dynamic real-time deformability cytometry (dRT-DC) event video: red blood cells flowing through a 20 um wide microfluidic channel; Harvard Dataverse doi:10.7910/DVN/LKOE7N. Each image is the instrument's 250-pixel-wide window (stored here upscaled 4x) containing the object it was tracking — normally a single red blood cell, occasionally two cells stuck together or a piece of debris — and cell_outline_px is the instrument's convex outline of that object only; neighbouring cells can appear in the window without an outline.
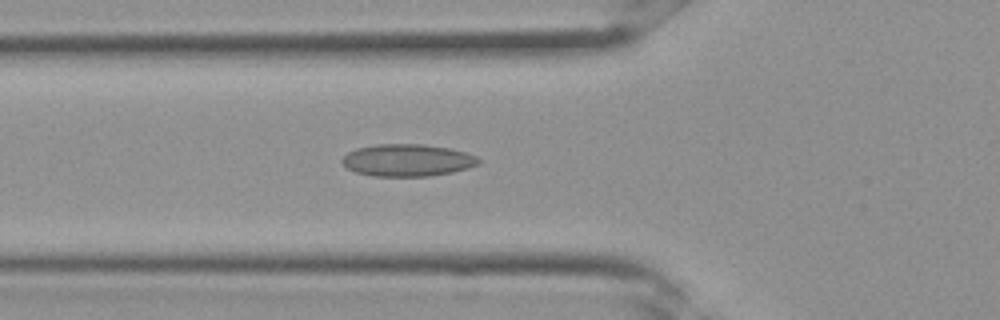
{"species": "Egyptian fruit bat (a non-hibernating species)", "species_latin": "Rousettus aegyptiacus", "temperature_condition": "room temperature", "stored_images_in_passage": 33, "camera_frame_rate_fps": 3000, "um_per_image_px": 0.085, "frame": {"image": 1, "passage_image": 12, "time_ms": 3.667, "image_size_px": [1000, 320], "cell_outline_px": [[480, 164], [468, 168], [452, 172], [428, 176], [372, 176], [356, 172], [348, 168], [340, 160], [348, 152], [356, 148], [376, 144], [424, 144], [452, 148], [476, 156], [480, 160]], "centroid_in_image_um": [34.64, 13.61], "position_along_channel_um": 91.2, "area_um2": 25.66}}
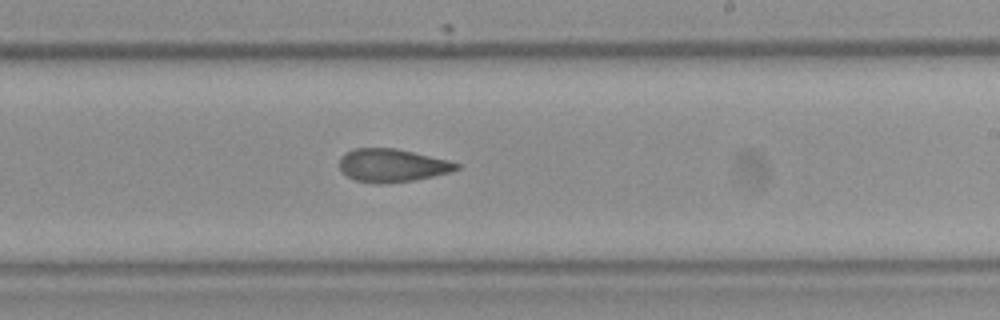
{"frame": {"image": 2, "passage_image": 20, "time_ms": 6.333, "image_size_px": [1000, 320], "cell_outline_px": [[460, 168], [448, 172], [432, 176], [412, 180], [384, 184], [380, 184], [356, 180], [340, 172], [340, 156], [344, 152], [352, 148], [396, 148], [448, 160], [460, 164]], "centroid_in_image_um": [33.28, 14.05], "position_along_channel_um": 255.7, "area_um2": 22.54}}
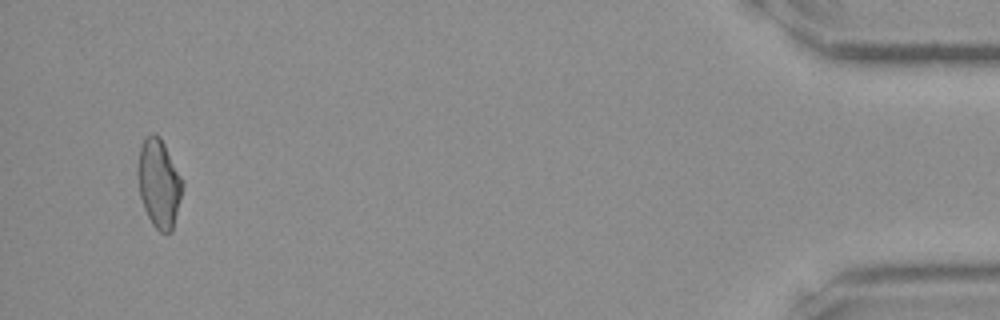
{"frame": {"image": 3, "passage_image": 32, "time_ms": 10.333, "image_size_px": [1000, 320], "cell_outline_px": [[184, 184], [172, 232], [160, 232], [152, 224], [144, 208], [140, 196], [136, 172], [136, 168], [140, 144], [144, 136], [152, 132], [156, 132], [160, 136]], "centroid_in_image_um": [13.47, 15.53], "position_along_channel_um": 421.7, "area_um2": 23.24}}